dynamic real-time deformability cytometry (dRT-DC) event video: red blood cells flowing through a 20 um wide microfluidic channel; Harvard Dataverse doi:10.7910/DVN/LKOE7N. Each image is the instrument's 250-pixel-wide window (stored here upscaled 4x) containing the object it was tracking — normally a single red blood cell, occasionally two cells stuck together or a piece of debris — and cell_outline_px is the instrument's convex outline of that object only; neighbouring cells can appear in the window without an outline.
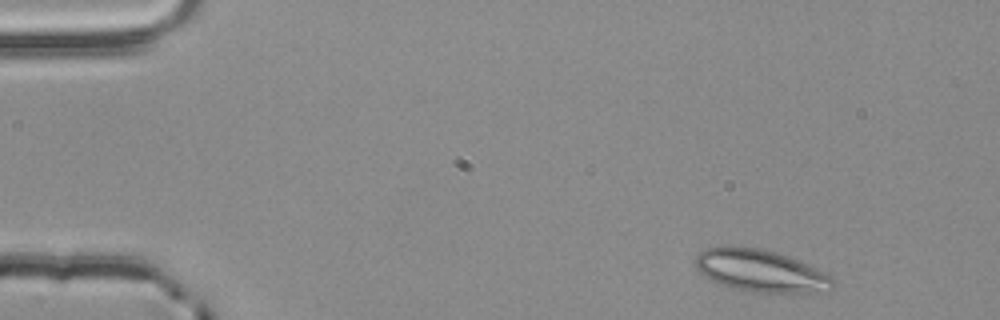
{"species": "common noctule bat (a hibernating species)", "species_latin": "Nyctalus noctula", "temperature_condition": "room temperature", "stored_images_in_passage": 3, "camera_frame_rate_fps": 3000, "um_per_image_px": 0.085, "animal": {"sex": "male", "body_mass_g": 20.4}, "frame": {"image": 1, "passage_image": 1, "time_ms": 0.0, "image_size_px": [1000, 320], "cell_outline_px": [[836, 280], [832, 288], [812, 292], [756, 292], [736, 288], [712, 280], [700, 272], [696, 268], [692, 260], [704, 248], [756, 248], [788, 256], [828, 272]], "centroid_in_image_um": [64.69, 23.02], "position_along_channel_um": 20.3, "area_um2": 33.06}}